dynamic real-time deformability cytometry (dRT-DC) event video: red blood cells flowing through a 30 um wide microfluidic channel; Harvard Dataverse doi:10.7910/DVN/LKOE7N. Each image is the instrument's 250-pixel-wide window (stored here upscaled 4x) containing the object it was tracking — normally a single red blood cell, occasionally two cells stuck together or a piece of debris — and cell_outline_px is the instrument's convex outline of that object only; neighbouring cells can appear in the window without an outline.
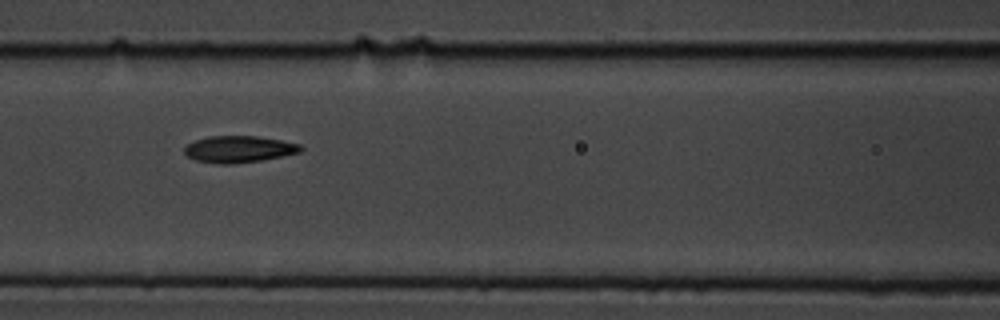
{"species": "common noctule bat (a hibernating species)", "species_latin": "Nyctalus noctula", "temperature_condition": "cold", "stored_images_in_passage": 10, "camera_frame_rate_fps": 3000, "um_per_image_px": 0.085, "animal": {"sex": "male", "body_mass_g": 19.5, "forearm_length_mm": 54.6}, "frame": {"image": 1, "passage_image": 9, "time_ms": 2.667, "image_size_px": [1000, 320], "cell_outline_px": [[304, 148], [300, 152], [260, 160], [232, 164], [220, 164], [196, 160], [188, 156], [184, 152], [184, 148], [188, 144], [196, 140], [208, 136], [256, 136], [280, 140], [300, 144]], "centroid_in_image_um": [20.3, 12.67], "position_along_channel_um": 146.3, "area_um2": 17.86}}
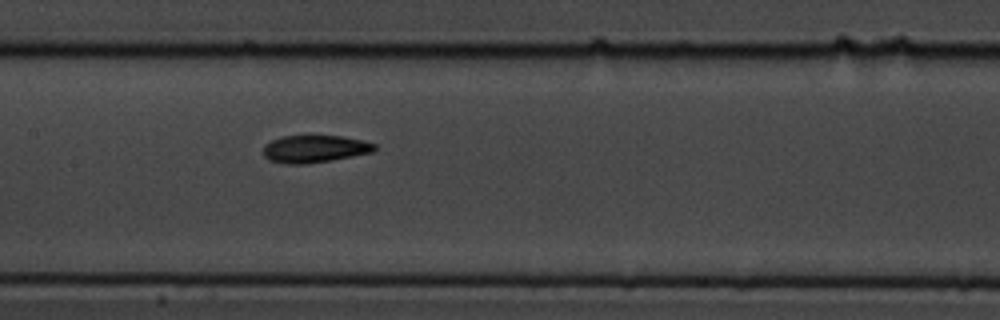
{"frame": {"image": 2, "passage_image": 10, "time_ms": 3.0, "image_size_px": [1000, 320], "cell_outline_px": [[376, 148], [372, 152], [332, 160], [308, 164], [288, 164], [268, 160], [264, 156], [264, 144], [280, 136], [308, 132], [312, 132], [344, 136], [376, 144]], "centroid_in_image_um": [26.7, 12.59], "position_along_channel_um": 180.7, "area_um2": 18.73}}